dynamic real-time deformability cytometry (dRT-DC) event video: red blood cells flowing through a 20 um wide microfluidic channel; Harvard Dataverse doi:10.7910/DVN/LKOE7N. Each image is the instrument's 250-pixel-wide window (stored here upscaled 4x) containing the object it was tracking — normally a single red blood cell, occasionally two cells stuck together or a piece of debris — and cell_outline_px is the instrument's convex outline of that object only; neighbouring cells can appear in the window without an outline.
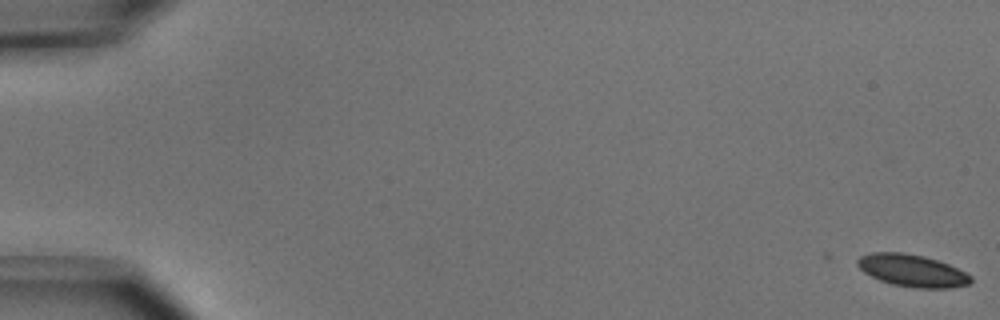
{"species": "common noctule bat (a hibernating species)", "species_latin": "Nyctalus noctula", "temperature_condition": "cold", "stored_images_in_passage": 44, "camera_frame_rate_fps": 3000, "um_per_image_px": 0.085, "animal": {"sex": "male", "body_mass_g": 15.6}, "frame": {"image": 1, "passage_image": 1, "time_ms": 0.0, "image_size_px": [1000, 320], "cell_outline_px": [[972, 280], [968, 284], [952, 288], [920, 288], [892, 284], [880, 280], [864, 272], [856, 264], [856, 260], [860, 256], [872, 252], [904, 252], [924, 256], [948, 264], [972, 276]], "centroid_in_image_um": [77.52, 22.99], "position_along_channel_um": 7.5, "area_um2": 21.15}}
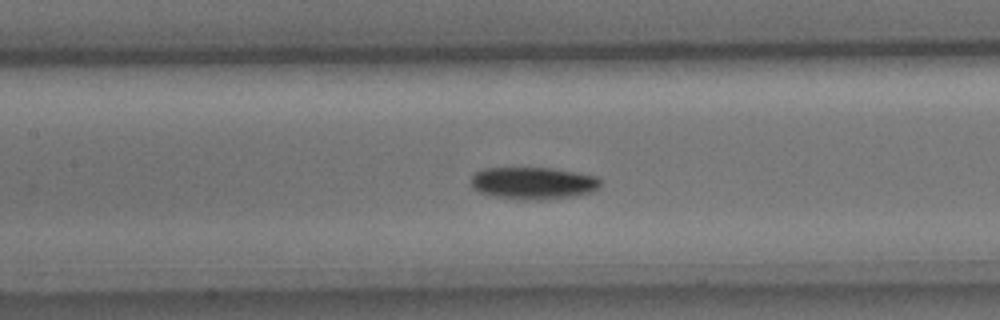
{"frame": {"image": 2, "passage_image": 25, "time_ms": 8.0, "image_size_px": [1000, 320], "cell_outline_px": [[600, 184], [592, 192], [576, 196], [540, 200], [524, 200], [496, 196], [480, 192], [472, 188], [472, 176], [476, 172], [484, 168], [552, 168], [576, 172], [596, 176], [600, 180]], "centroid_in_image_um": [45.33, 15.57], "position_along_channel_um": 162.1, "area_um2": 24.22}}
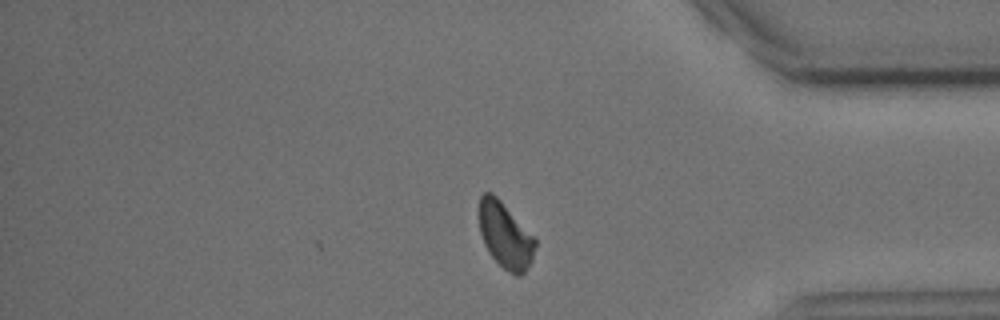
{"frame": {"image": 3, "passage_image": 44, "time_ms": 14.333, "image_size_px": [1000, 320], "cell_outline_px": [[536, 244], [532, 260], [524, 272], [520, 276], [516, 276], [508, 272], [488, 252], [484, 244], [480, 232], [480, 196], [484, 192], [492, 192], [536, 236]], "centroid_in_image_um": [42.98, 20.0], "position_along_channel_um": 392.2, "area_um2": 21.56}, "authors_computed_cell_mechanics": {"area_um2": 22.8888, "velocity_mm_per_s": 3.9267, "shape_relaxation_time_tau1_ms": 2.019, "shape_relaxation_time_tau2_ms": null, "deformation_change_tau1": 0.0931, "deformation_change_tau2": null}}